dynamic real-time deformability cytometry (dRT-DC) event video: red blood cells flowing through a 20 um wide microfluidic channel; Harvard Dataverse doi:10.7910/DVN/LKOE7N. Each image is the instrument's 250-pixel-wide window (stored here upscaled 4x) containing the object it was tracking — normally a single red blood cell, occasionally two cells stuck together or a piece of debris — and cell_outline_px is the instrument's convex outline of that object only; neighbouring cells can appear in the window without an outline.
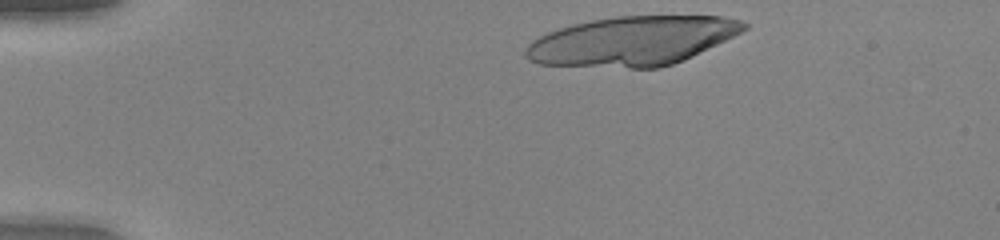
{"species": "human", "species_latin": "Homo sapiens", "temperature_condition": "warm", "stored_images_in_passage": 35, "camera_frame_rate_fps": 3000, "um_per_image_px": 0.085, "donor": {"sex": "female"}, "frame": {"image": 1, "passage_image": 1, "time_ms": 0.0, "image_size_px": [1000, 240], "cell_outline_px": [[748, 28], [684, 60], [660, 68], [628, 68], [540, 64], [528, 60], [524, 56], [524, 48], [532, 40], [548, 32], [572, 24], [592, 20], [616, 16], [720, 16], [740, 20], [748, 24]], "centroid_in_image_um": [53.69, 3.49], "position_along_channel_um": 31.3, "area_um2": 62.42}}